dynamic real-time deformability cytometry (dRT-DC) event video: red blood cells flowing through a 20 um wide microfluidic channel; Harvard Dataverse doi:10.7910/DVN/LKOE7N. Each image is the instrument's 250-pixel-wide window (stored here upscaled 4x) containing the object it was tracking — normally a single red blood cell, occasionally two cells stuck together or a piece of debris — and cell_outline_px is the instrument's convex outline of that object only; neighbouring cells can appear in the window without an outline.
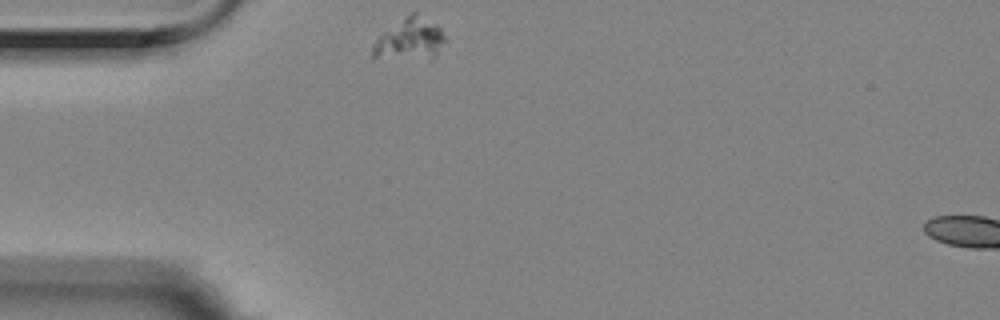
{"species": "Egyptian fruit bat (a non-hibernating species)", "species_latin": "Rousettus aegyptiacus", "temperature_condition": "room temperature", "stored_images_in_passage": 2, "segment_of_instrument_passage": [1, 2], "camera_frame_rate_fps": 3000, "um_per_image_px": 0.085, "animal": {"sex": "female"}, "frame": {"image": 1, "passage_image": 1, "time_ms": 0.0, "image_size_px": [1000, 320], "cell_outline_px": [[448, 40], [436, 56], [432, 60], [428, 60], [372, 56], [372, 48], [376, 40], [380, 36], [412, 12], [416, 12], [436, 24], [440, 28]], "centroid_in_image_um": [34.94, 3.37], "position_along_channel_um": 50.1, "area_um2": 17.46}}